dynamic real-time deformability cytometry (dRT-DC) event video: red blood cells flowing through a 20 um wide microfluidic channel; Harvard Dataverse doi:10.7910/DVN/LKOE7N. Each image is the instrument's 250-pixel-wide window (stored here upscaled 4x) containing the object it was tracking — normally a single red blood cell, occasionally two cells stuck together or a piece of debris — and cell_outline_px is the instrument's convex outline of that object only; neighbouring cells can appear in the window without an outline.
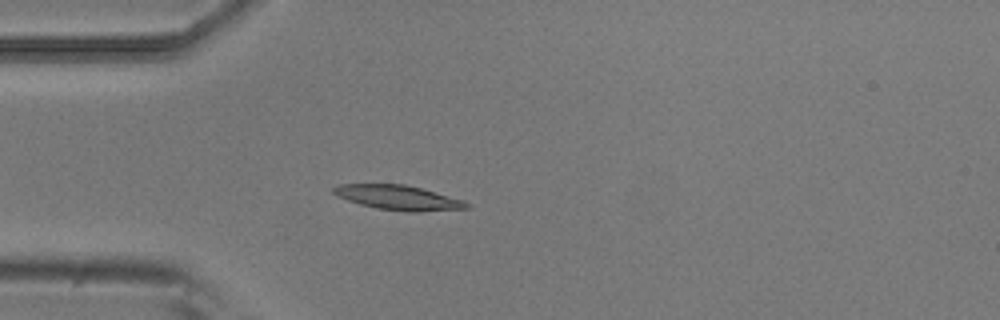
{"species": "common noctule bat (a hibernating species)", "species_latin": "Nyctalus noctula", "temperature_condition": "room temperature", "stored_images_in_passage": 3, "camera_frame_rate_fps": 3000, "um_per_image_px": 0.085, "animal": {"sex": "male", "body_mass_g": 20.5, "forearm_length_mm": 52.5}, "frame": {"image": 1, "passage_image": 3, "time_ms": 0.667, "image_size_px": [1000, 320], "cell_outline_px": [[472, 204], [468, 208], [420, 212], [408, 212], [376, 208], [360, 204], [348, 200], [332, 192], [332, 188], [340, 184], [404, 184], [420, 188], [464, 200]], "centroid_in_image_um": [33.89, 16.8], "position_along_channel_um": 51.1, "area_um2": 19.02}}